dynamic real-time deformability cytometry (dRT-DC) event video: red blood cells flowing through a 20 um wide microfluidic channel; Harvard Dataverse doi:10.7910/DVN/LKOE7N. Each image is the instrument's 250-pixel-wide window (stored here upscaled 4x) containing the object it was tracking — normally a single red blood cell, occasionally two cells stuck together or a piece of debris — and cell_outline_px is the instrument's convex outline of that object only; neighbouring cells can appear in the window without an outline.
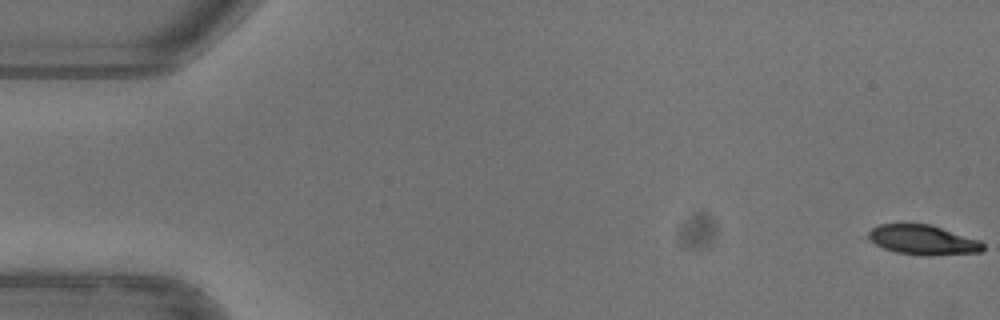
{"species": "common noctule bat (a hibernating species)", "species_latin": "Nyctalus noctula", "temperature_condition": "warm", "stored_images_in_passage": 15, "camera_frame_rate_fps": 3000, "um_per_image_px": 0.085, "animal": {"sex": "female"}, "frame": {"image": 1, "passage_image": 1, "time_ms": 0.0, "image_size_px": [1000, 320], "cell_outline_px": [[984, 252], [924, 256], [896, 252], [884, 248], [868, 240], [868, 232], [872, 228], [880, 224], [932, 224], [980, 240], [984, 244]], "centroid_in_image_um": [78.48, 20.39], "position_along_channel_um": 6.5, "area_um2": 20.06}}
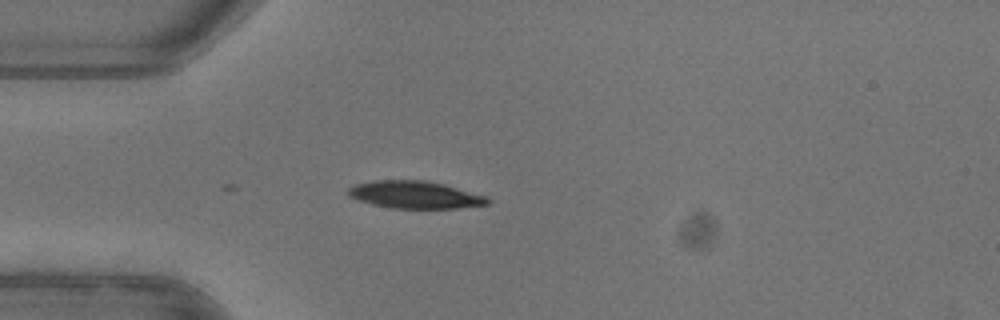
{"frame": {"image": 2, "passage_image": 15, "time_ms": 4.667, "image_size_px": [1000, 320], "cell_outline_px": [[492, 200], [488, 204], [456, 208], [392, 208], [372, 204], [348, 196], [348, 188], [356, 184], [372, 180], [428, 180], [444, 184], [488, 196]], "centroid_in_image_um": [35.3, 16.54], "position_along_channel_um": 49.7, "area_um2": 22.31}}